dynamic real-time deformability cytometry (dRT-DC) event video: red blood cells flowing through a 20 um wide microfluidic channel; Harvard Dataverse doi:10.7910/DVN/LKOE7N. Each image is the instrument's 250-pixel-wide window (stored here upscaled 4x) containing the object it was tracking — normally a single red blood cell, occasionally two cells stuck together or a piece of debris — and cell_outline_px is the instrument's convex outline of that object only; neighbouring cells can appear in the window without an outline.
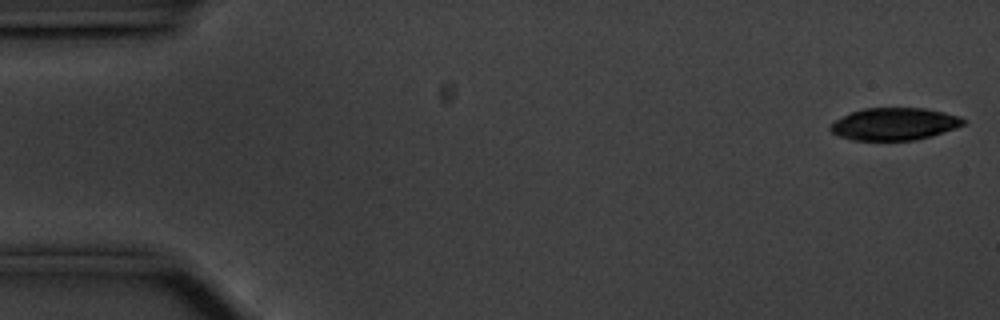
{"species": "common noctule bat (a hibernating species)", "species_latin": "Nyctalus noctula", "temperature_condition": "cold", "stored_images_in_passage": 55, "camera_frame_rate_fps": 3000, "um_per_image_px": 0.085, "animal": {"sex": "male", "body_mass_g": 20.1, "forearm_length_mm": 53.5}, "frame": {"image": 1, "passage_image": 1, "time_ms": 0.0, "image_size_px": [1000, 320], "cell_outline_px": [[968, 120], [964, 124], [956, 128], [932, 136], [916, 140], [852, 140], [840, 136], [832, 132], [828, 128], [836, 120], [852, 112], [864, 108], [924, 108], [944, 112], [960, 116]], "centroid_in_image_um": [76.07, 10.54], "position_along_channel_um": 8.9, "area_um2": 25.03}}
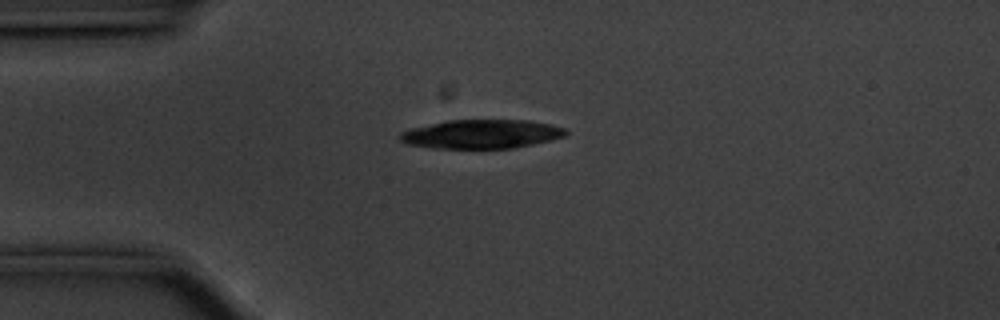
{"frame": {"image": 2, "passage_image": 13, "time_ms": 4.0, "image_size_px": [1000, 320], "cell_outline_px": [[568, 132], [564, 136], [552, 140], [512, 148], [432, 148], [408, 144], [400, 140], [400, 132], [412, 128], [448, 120], [528, 120], [548, 124], [564, 128]], "centroid_in_image_um": [40.93, 11.39], "position_along_channel_um": 44.1, "area_um2": 27.69}}
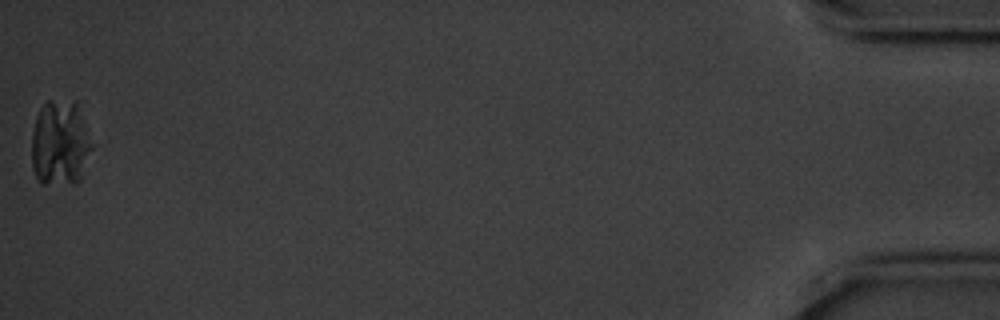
{"frame": {"image": 3, "passage_image": 55, "time_ms": 18.0, "image_size_px": [1000, 320], "cell_outline_px": [[96, 144], [80, 180], [76, 184], [40, 184], [36, 180], [32, 168], [32, 132], [36, 116], [40, 108], [48, 100], [76, 100]], "centroid_in_image_um": [5.16, 12.18], "position_along_channel_um": 430.0, "area_um2": 31.44}}